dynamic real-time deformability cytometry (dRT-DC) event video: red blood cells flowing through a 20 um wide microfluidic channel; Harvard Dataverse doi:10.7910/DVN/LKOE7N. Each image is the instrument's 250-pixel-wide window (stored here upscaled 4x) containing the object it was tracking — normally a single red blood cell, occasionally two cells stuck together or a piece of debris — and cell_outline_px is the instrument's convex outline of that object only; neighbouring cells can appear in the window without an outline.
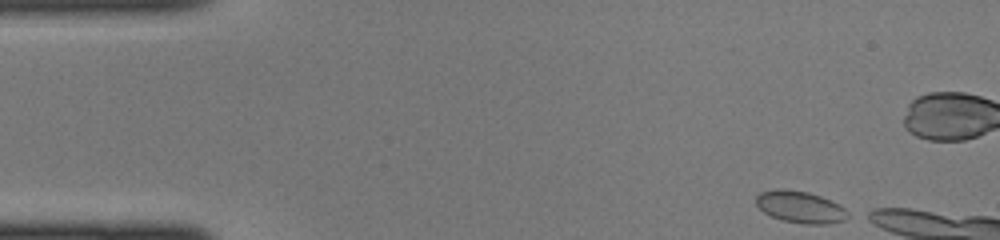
{"species": "common noctule bat (a hibernating species)", "species_latin": "Nyctalus noctula", "temperature_condition": "cold", "stored_images_in_passage": 9, "camera_frame_rate_fps": 3000, "um_per_image_px": 0.085, "animal": {"sex": "female", "body_mass_g": 22.0, "forearm_length_mm": 56.7}, "frame": {"image": 1, "passage_image": 1, "time_ms": 0.0, "image_size_px": [1000, 240], "cell_outline_px": [[852, 216], [844, 220], [824, 224], [804, 224], [784, 220], [772, 216], [764, 212], [756, 204], [756, 196], [760, 192], [776, 188], [784, 188], [808, 192], [820, 196], [852, 212]], "centroid_in_image_um": [68.04, 17.59], "position_along_channel_um": 17.0, "area_um2": 17.05}}